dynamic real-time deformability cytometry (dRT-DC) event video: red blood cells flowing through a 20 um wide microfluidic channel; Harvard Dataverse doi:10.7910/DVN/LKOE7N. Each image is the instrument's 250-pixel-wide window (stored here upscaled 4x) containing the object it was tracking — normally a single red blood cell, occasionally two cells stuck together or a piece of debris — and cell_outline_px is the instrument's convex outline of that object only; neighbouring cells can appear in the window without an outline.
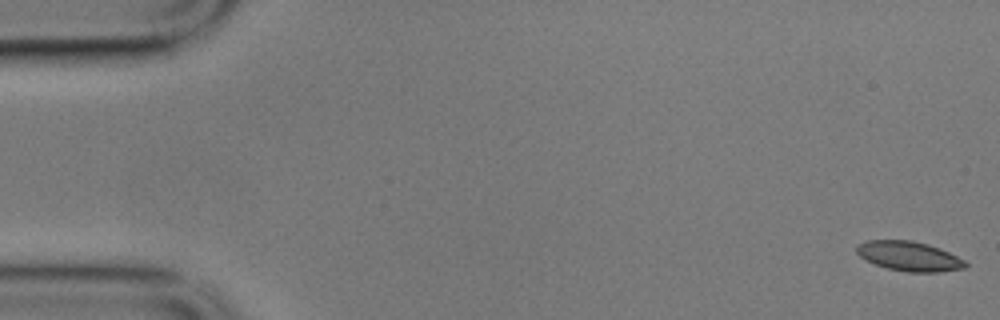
{"species": "common noctule bat (a hibernating species)", "species_latin": "Nyctalus noctula", "temperature_condition": "cold", "stored_images_in_passage": 9, "camera_frame_rate_fps": 3000, "um_per_image_px": 0.085, "animal": {"sex": "male", "body_mass_g": 17.9}, "frame": {"image": 1, "passage_image": 1, "time_ms": 0.0, "image_size_px": [1000, 320], "cell_outline_px": [[968, 264], [964, 268], [940, 272], [908, 272], [888, 268], [876, 264], [860, 256], [856, 252], [856, 244], [868, 240], [912, 240], [928, 244], [940, 248], [964, 260]], "centroid_in_image_um": [77.27, 21.77], "position_along_channel_um": 7.7, "area_um2": 18.67}}
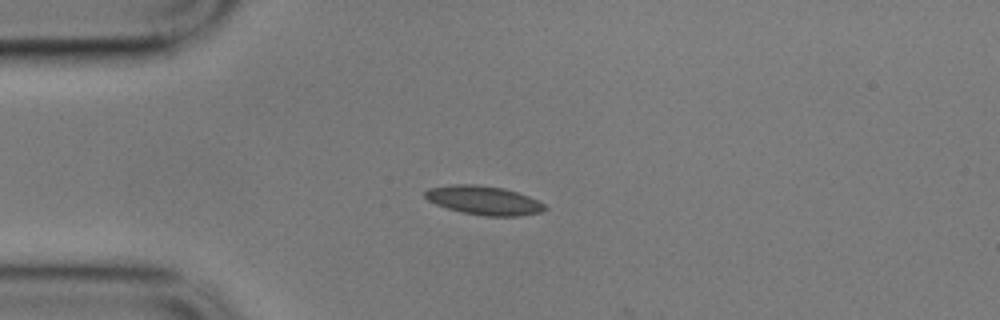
{"frame": {"image": 2, "passage_image": 5, "time_ms": 1.333, "image_size_px": [1000, 320], "cell_outline_px": [[548, 208], [544, 212], [516, 216], [484, 216], [460, 212], [436, 204], [428, 200], [424, 196], [424, 192], [428, 188], [452, 184], [476, 184], [504, 188], [528, 196], [544, 204]], "centroid_in_image_um": [41.12, 17.03], "position_along_channel_um": 43.9, "area_um2": 20.23}}
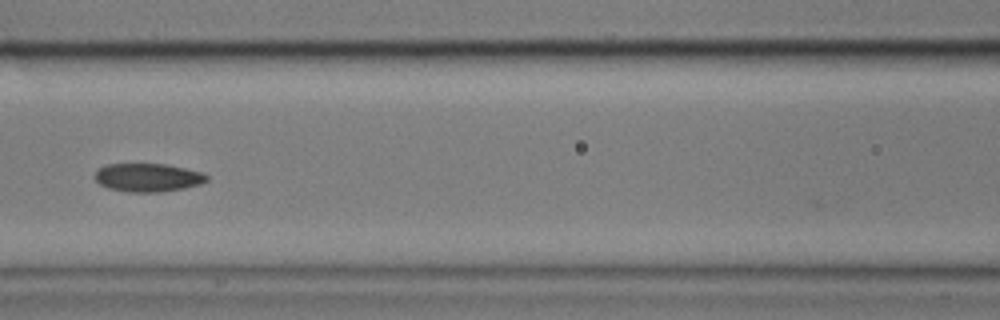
{"frame": {"image": 3, "passage_image": 8, "time_ms": 2.333, "image_size_px": [1000, 320], "cell_outline_px": [[208, 180], [200, 184], [184, 188], [164, 192], [128, 192], [108, 188], [100, 184], [92, 176], [100, 168], [108, 164], [168, 164], [200, 172], [208, 176]], "centroid_in_image_um": [12.56, 15.09], "position_along_channel_um": 154.0, "area_um2": 18.5}}